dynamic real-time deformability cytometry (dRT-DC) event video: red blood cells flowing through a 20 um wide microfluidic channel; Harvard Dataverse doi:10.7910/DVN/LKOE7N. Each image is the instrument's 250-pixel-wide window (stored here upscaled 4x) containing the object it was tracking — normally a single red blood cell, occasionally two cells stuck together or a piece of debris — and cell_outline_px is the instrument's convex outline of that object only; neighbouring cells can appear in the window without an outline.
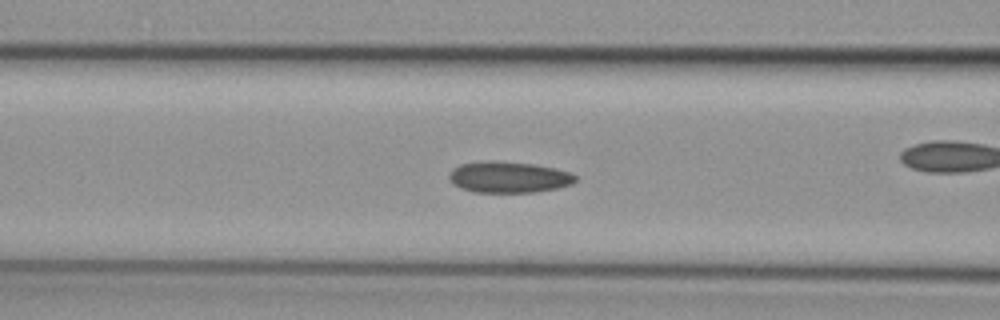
{"species": "common noctule bat (a hibernating species)", "species_latin": "Nyctalus noctula", "temperature_condition": "cold", "stored_images_in_passage": 49, "camera_frame_rate_fps": 3000, "um_per_image_px": 0.085, "animal": {"sex": "female", "body_mass_g": 29.2, "forearm_length_mm": 56.3}, "frame": {"image": 1, "passage_image": 22, "time_ms": 7.0, "image_size_px": [1000, 320], "cell_outline_px": [[576, 180], [572, 184], [556, 188], [532, 192], [472, 192], [460, 188], [448, 176], [452, 168], [460, 164], [492, 160], [532, 164], [556, 168], [572, 172], [576, 176]], "centroid_in_image_um": [43.25, 15.05], "position_along_channel_um": 123.3, "area_um2": 22.89}, "authors_computed_cell_mechanics": {"area_um2": 23.0622, "velocity_mm_per_s": 3.8266, "shape_relaxation_time_tau1_ms": null, "shape_relaxation_time_tau2_ms": 4.8801, "deformation_change_tau1": null, "deformation_change_tau2": 0.0915}}